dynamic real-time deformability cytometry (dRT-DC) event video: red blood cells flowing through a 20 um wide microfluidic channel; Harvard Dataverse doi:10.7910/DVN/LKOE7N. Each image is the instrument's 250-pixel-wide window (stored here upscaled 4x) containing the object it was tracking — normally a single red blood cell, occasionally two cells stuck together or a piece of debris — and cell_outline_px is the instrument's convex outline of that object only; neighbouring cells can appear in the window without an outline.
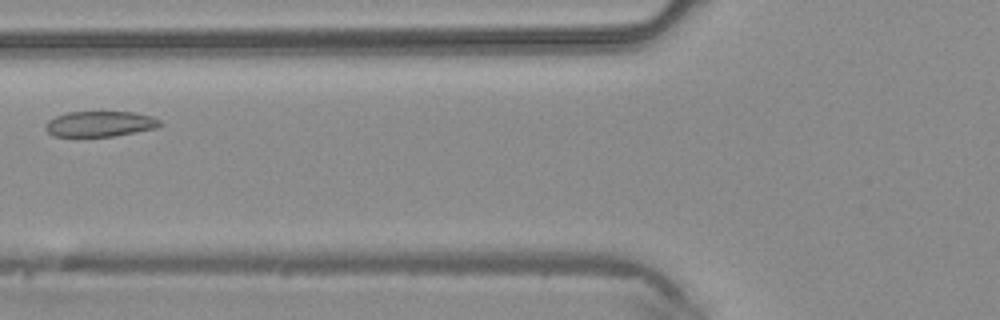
{"species": "common noctule bat (a hibernating species)", "species_latin": "Nyctalus noctula", "temperature_condition": "warm", "stored_images_in_passage": 3, "camera_frame_rate_fps": 3000, "um_per_image_px": 0.085, "animal": {"sex": "male", "body_mass_g": 20.4}, "frame": {"image": 1, "passage_image": 3, "time_ms": 0.667, "image_size_px": [1000, 320], "cell_outline_px": [[164, 124], [156, 128], [112, 136], [52, 136], [44, 128], [44, 124], [48, 120], [56, 116], [68, 112], [132, 112], [152, 116], [160, 120]], "centroid_in_image_um": [8.48, 10.53], "position_along_channel_um": 117.3, "area_um2": 16.99}}